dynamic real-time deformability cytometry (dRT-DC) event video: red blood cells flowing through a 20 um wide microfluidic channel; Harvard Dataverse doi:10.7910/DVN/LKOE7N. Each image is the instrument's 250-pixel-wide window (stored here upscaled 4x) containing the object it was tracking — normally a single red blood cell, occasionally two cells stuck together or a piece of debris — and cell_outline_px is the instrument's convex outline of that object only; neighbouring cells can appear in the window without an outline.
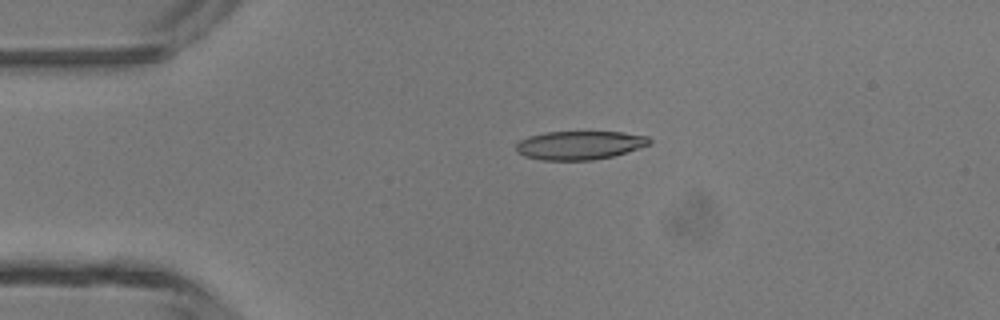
{"species": "common noctule bat (a hibernating species)", "species_latin": "Nyctalus noctula", "temperature_condition": "room temperature", "stored_images_in_passage": 30, "camera_frame_rate_fps": 3000, "um_per_image_px": 0.085, "animal": {"sex": "male", "body_mass_g": 13.3}, "frame": {"image": 1, "passage_image": 2, "time_ms": 0.333, "image_size_px": [1000, 320], "cell_outline_px": [[652, 144], [640, 148], [612, 156], [592, 160], [540, 160], [524, 156], [516, 152], [516, 144], [520, 140], [528, 136], [544, 132], [620, 132], [648, 136], [652, 140]], "centroid_in_image_um": [49.26, 12.34], "position_along_channel_um": 35.7, "area_um2": 22.37}}
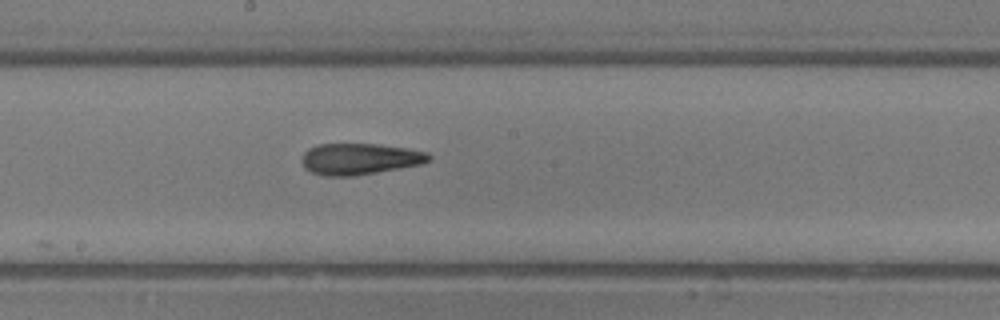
{"frame": {"image": 2, "passage_image": 17, "time_ms": 5.333, "image_size_px": [1000, 320], "cell_outline_px": [[432, 160], [420, 164], [400, 168], [352, 176], [324, 176], [312, 172], [304, 168], [300, 160], [304, 152], [308, 148], [316, 144], [376, 144], [408, 148], [428, 152], [432, 156]], "centroid_in_image_um": [30.56, 13.5], "position_along_channel_um": 217.6, "area_um2": 23.35}}
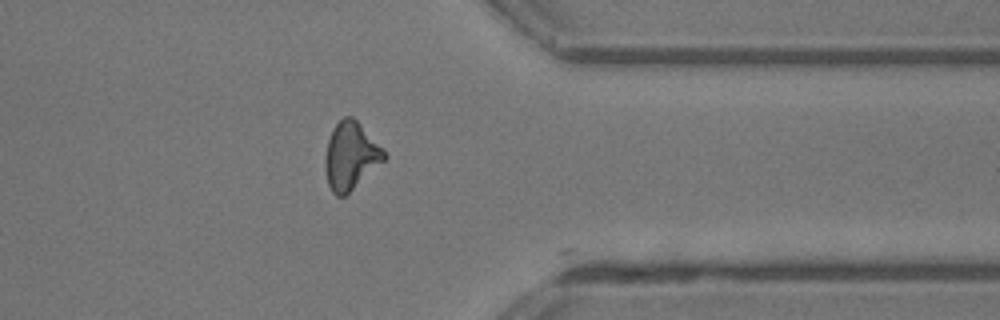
{"frame": {"image": 3, "passage_image": 29, "time_ms": 9.333, "image_size_px": [1000, 320], "cell_outline_px": [[388, 156], [384, 160], [344, 196], [336, 196], [332, 192], [328, 184], [324, 168], [324, 156], [328, 140], [332, 128], [344, 116], [352, 116], [360, 124]], "centroid_in_image_um": [29.76, 13.25], "position_along_channel_um": 381.6, "area_um2": 22.77}, "authors_computed_cell_mechanics": {"area_um2": 23.0044, "velocity_mm_per_s": 4.3687, "shape_relaxation_time_tau1_ms": 10.6744, "shape_relaxation_time_tau2_ms": 3.3192, "deformation_change_tau1": 0.3324, "deformation_change_tau2": 0.1336}}